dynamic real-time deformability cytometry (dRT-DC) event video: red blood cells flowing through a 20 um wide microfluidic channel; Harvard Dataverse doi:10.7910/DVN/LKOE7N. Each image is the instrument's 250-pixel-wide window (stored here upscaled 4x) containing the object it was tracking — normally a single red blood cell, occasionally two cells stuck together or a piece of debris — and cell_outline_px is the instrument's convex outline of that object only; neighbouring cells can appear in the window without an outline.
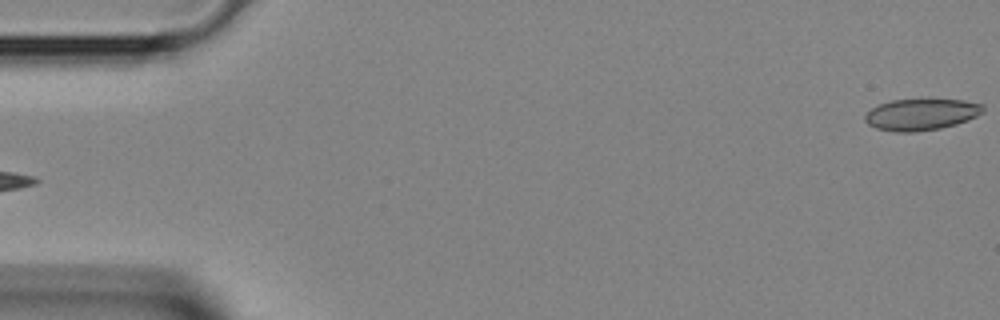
{"species": "Egyptian fruit bat (a non-hibernating species)", "species_latin": "Rousettus aegyptiacus", "temperature_condition": "room temperature", "stored_images_in_passage": 2, "camera_frame_rate_fps": 3000, "um_per_image_px": 0.085, "animal": {"sex": "female"}, "frame": {"image": 1, "passage_image": 2, "time_ms": 0.333, "image_size_px": [1000, 320], "cell_outline_px": [[984, 112], [968, 120], [956, 124], [940, 128], [916, 132], [896, 132], [876, 128], [868, 124], [864, 120], [864, 116], [872, 108], [880, 104], [892, 100], [964, 100], [984, 104]], "centroid_in_image_um": [78.32, 9.73], "position_along_channel_um": 6.7, "area_um2": 21.56}}